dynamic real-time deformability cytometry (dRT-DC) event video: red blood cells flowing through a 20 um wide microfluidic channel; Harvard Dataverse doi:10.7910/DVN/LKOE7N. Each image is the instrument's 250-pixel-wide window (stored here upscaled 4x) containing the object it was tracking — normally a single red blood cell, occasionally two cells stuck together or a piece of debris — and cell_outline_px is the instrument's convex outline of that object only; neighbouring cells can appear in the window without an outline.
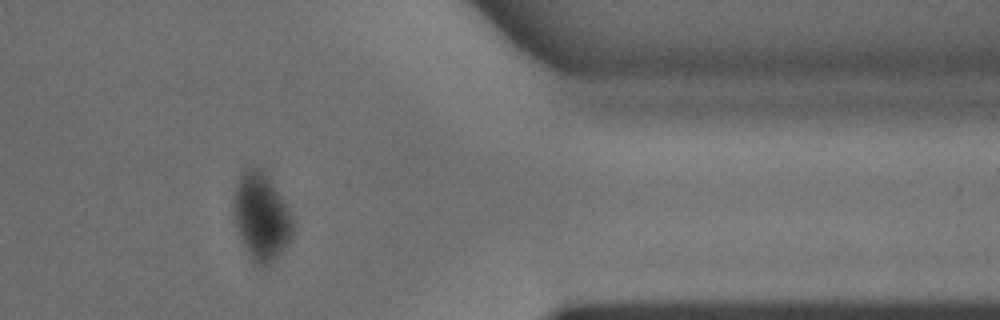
{"species": "common noctule bat (a hibernating species)", "species_latin": "Nyctalus noctula", "temperature_condition": "warm", "stored_images_in_passage": 28, "camera_frame_rate_fps": 3000, "um_per_image_px": 0.085, "animal": {"sex": "male", "body_mass_g": 15.6}, "frame": {"image": 1, "passage_image": 22, "time_ms": 7.0, "image_size_px": [1000, 320], "cell_outline_px": [[292, 240], [272, 264], [264, 268], [260, 268], [252, 264], [248, 256], [240, 236], [236, 224], [232, 200], [232, 192], [240, 176], [248, 168], [260, 168], [264, 172], [284, 200], [292, 216]], "centroid_in_image_um": [22.21, 18.5], "position_along_channel_um": 389.2, "area_um2": 30.46}}
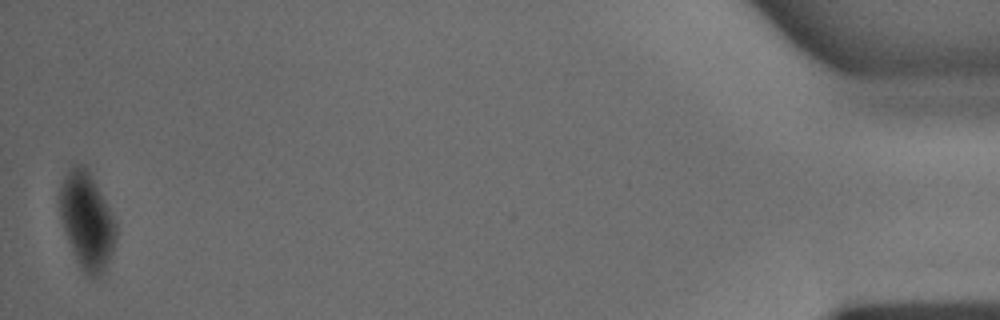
{"frame": {"image": 2, "passage_image": 28, "time_ms": 9.0, "image_size_px": [1000, 320], "cell_outline_px": [[116, 240], [112, 252], [100, 276], [96, 280], [92, 280], [80, 268], [76, 260], [68, 240], [60, 216], [56, 196], [60, 180], [72, 164], [80, 164], [88, 168], [116, 220]], "centroid_in_image_um": [7.34, 18.71], "position_along_channel_um": 427.9, "area_um2": 32.43}}